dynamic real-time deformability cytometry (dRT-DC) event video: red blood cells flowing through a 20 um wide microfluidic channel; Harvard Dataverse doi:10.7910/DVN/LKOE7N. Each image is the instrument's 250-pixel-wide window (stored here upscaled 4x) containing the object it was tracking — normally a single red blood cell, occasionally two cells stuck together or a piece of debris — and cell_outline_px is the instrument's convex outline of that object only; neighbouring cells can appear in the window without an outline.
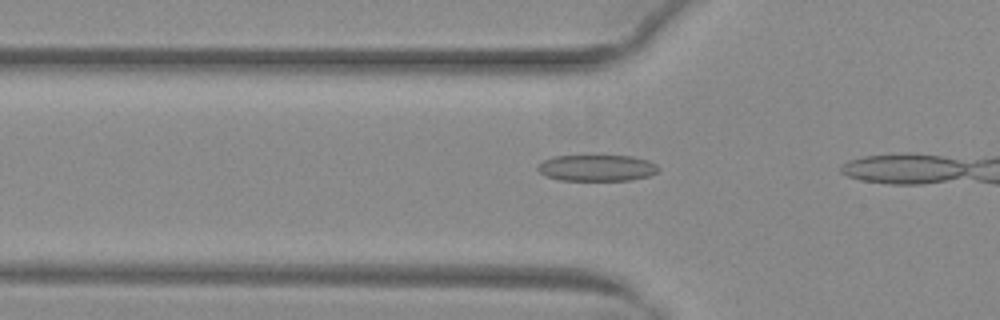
{"species": "common noctule bat (a hibernating species)", "species_latin": "Nyctalus noctula", "temperature_condition": "warm", "stored_images_in_passage": 6, "camera_frame_rate_fps": 3000, "um_per_image_px": 0.085, "animal": {"sex": "female", "body_mass_g": 29.2, "forearm_length_mm": 56.3}, "frame": {"image": 1, "passage_image": 4, "time_ms": 1.0, "image_size_px": [1000, 320], "cell_outline_px": [[660, 168], [656, 172], [648, 176], [632, 180], [560, 180], [548, 176], [540, 172], [536, 168], [544, 160], [556, 156], [632, 156], [648, 160], [656, 164]], "centroid_in_image_um": [50.77, 14.27], "position_along_channel_um": 75.0, "area_um2": 18.32}}